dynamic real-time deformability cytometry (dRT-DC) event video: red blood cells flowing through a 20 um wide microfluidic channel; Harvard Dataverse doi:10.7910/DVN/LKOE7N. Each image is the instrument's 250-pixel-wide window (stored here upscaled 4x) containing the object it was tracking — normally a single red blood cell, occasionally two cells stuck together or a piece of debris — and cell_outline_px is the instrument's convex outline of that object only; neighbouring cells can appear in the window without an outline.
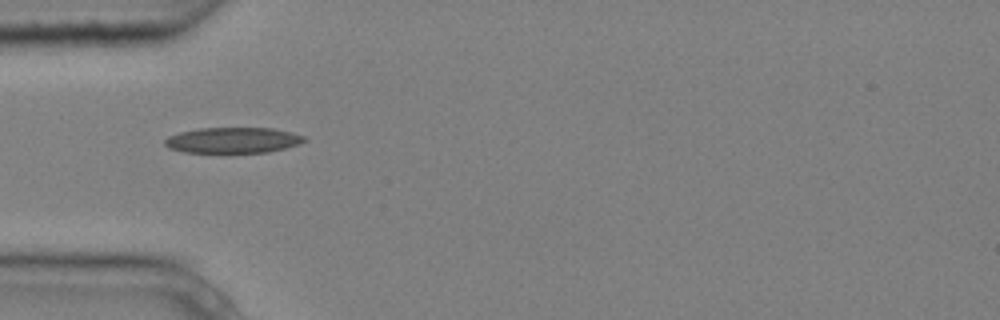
{"species": "common noctule bat (a hibernating species)", "species_latin": "Nyctalus noctula", "temperature_condition": "cold", "stored_images_in_passage": 3, "camera_frame_rate_fps": 3000, "um_per_image_px": 0.085, "animal": {"sex": "male", "body_mass_g": 20.4}, "frame": {"image": 1, "passage_image": 1, "time_ms": 0.0, "image_size_px": [1000, 320], "cell_outline_px": [[308, 140], [300, 144], [268, 152], [184, 152], [168, 148], [164, 144], [164, 140], [168, 136], [180, 132], [200, 128], [272, 128], [304, 136]], "centroid_in_image_um": [19.78, 11.92], "position_along_channel_um": 65.2, "area_um2": 20.75}}
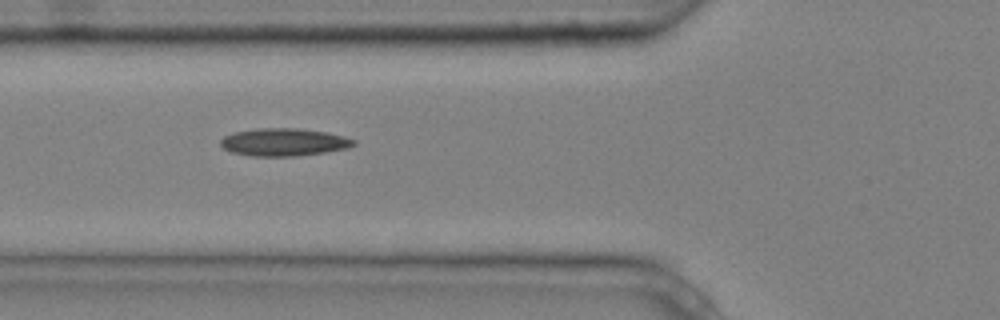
{"frame": {"image": 2, "passage_image": 2, "time_ms": 0.333, "image_size_px": [1000, 320], "cell_outline_px": [[356, 144], [348, 148], [324, 152], [296, 156], [248, 156], [232, 152], [224, 148], [220, 144], [220, 140], [224, 136], [236, 132], [256, 128], [300, 128], [328, 132], [344, 136], [356, 140]], "centroid_in_image_um": [24.14, 12.08], "position_along_channel_um": 101.7, "area_um2": 21.56}}